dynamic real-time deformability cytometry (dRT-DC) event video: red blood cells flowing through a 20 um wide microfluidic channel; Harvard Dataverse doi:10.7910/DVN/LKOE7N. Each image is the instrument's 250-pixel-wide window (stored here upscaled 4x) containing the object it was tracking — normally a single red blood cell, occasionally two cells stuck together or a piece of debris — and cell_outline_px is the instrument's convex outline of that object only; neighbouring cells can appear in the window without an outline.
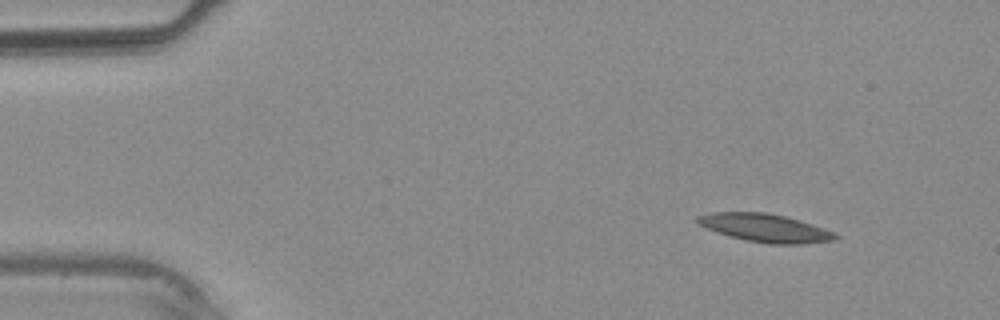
{"species": "common noctule bat (a hibernating species)", "species_latin": "Nyctalus noctula", "temperature_condition": "warm", "stored_images_in_passage": 38, "camera_frame_rate_fps": 3000, "um_per_image_px": 0.085, "animal": {"sex": "male", "body_mass_g": 20.4}, "frame": {"image": 1, "passage_image": 4, "time_ms": 1.0, "image_size_px": [1000, 320], "cell_outline_px": [[840, 236], [836, 240], [800, 244], [768, 244], [748, 240], [716, 232], [700, 224], [696, 220], [696, 216], [712, 212], [764, 212], [784, 216], [800, 220], [836, 232]], "centroid_in_image_um": [65.09, 19.37], "position_along_channel_um": 19.9, "area_um2": 22.48}}
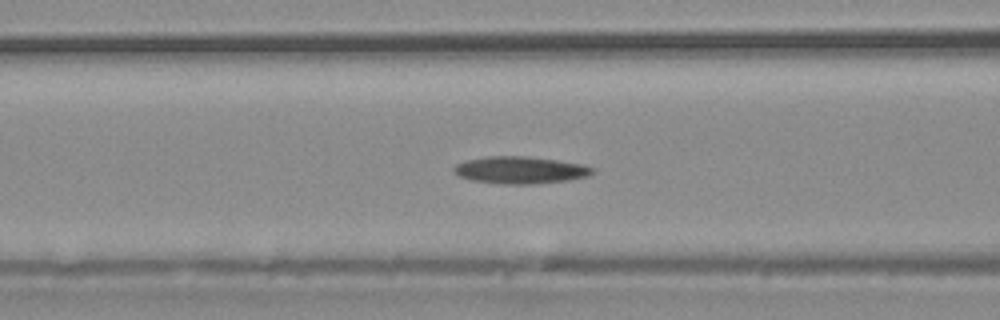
{"frame": {"image": 2, "passage_image": 15, "time_ms": 4.667, "image_size_px": [1000, 320], "cell_outline_px": [[592, 172], [588, 176], [568, 180], [532, 184], [504, 184], [472, 180], [460, 176], [452, 172], [452, 168], [456, 164], [464, 160], [488, 156], [528, 156], [584, 164], [592, 168]], "centroid_in_image_um": [44.17, 14.45], "position_along_channel_um": 122.4, "area_um2": 21.91}}
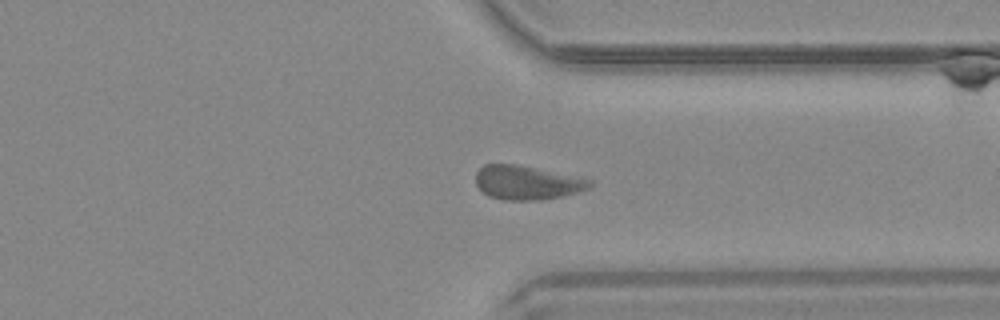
{"frame": {"image": 3, "passage_image": 29, "time_ms": 9.333, "image_size_px": [1000, 320], "cell_outline_px": [[592, 184], [588, 188], [564, 196], [540, 200], [504, 200], [488, 196], [476, 184], [476, 172], [484, 164], [512, 164], [592, 180]], "centroid_in_image_um": [44.74, 15.54], "position_along_channel_um": 366.7, "area_um2": 22.08}}